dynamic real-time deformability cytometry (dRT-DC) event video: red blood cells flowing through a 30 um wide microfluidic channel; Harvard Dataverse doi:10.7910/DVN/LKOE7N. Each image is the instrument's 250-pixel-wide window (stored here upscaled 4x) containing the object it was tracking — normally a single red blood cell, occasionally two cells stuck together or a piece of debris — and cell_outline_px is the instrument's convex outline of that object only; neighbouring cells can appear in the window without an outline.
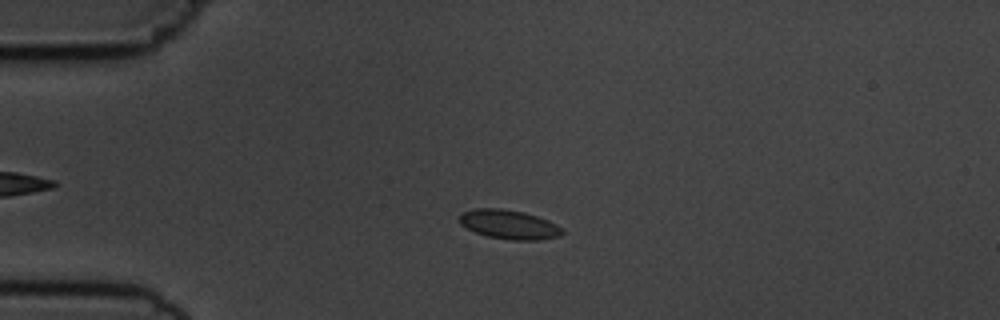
{"species": "common noctule bat (a hibernating species)", "species_latin": "Nyctalus noctula", "temperature_condition": "cold", "stored_images_in_passage": 4, "camera_frame_rate_fps": 3000, "um_per_image_px": 0.085, "animal": {"sex": "male", "body_mass_g": 19.5, "forearm_length_mm": 54.6}, "frame": {"image": 1, "passage_image": 3, "time_ms": 2.333, "image_size_px": [1000, 320], "cell_outline_px": [[564, 232], [560, 236], [540, 240], [512, 240], [488, 236], [476, 232], [460, 224], [460, 212], [476, 208], [500, 208], [524, 212], [548, 220], [556, 224]], "centroid_in_image_um": [43.27, 19.07], "position_along_channel_um": 41.7, "area_um2": 17.4}}